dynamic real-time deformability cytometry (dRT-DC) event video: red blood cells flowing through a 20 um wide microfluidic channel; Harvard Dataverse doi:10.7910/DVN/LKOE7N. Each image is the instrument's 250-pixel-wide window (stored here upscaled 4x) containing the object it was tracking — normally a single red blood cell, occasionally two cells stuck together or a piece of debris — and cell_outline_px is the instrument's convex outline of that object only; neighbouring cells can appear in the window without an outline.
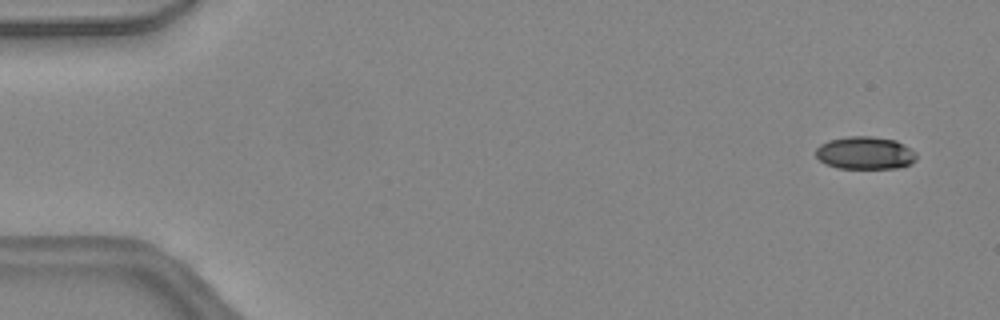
{"species": "common noctule bat (a hibernating species)", "species_latin": "Nyctalus noctula", "temperature_condition": "warm", "stored_images_in_passage": 16, "camera_frame_rate_fps": 3000, "um_per_image_px": 0.085, "animal": {"sex": "female", "body_mass_g": 24.6, "forearm_length_mm": 56.2}, "frame": {"image": 1, "passage_image": 3, "time_ms": 0.667, "image_size_px": [1000, 320], "cell_outline_px": [[916, 160], [908, 164], [896, 168], [836, 168], [824, 164], [816, 156], [816, 148], [820, 144], [828, 140], [848, 136], [872, 136], [896, 140], [904, 144], [916, 152]], "centroid_in_image_um": [73.51, 12.99], "position_along_channel_um": 11.5, "area_um2": 19.31}}
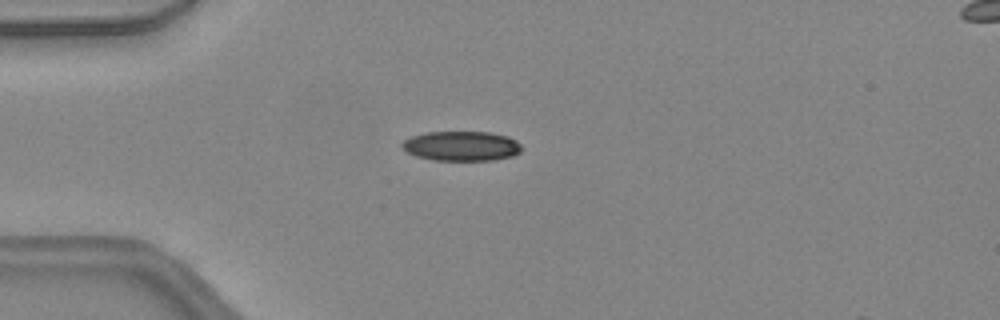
{"frame": {"image": 2, "passage_image": 13, "time_ms": 4.0, "image_size_px": [1000, 320], "cell_outline_px": [[520, 152], [512, 156], [492, 160], [432, 160], [416, 156], [400, 148], [400, 144], [404, 140], [412, 136], [428, 132], [492, 132], [508, 136], [516, 140], [520, 144]], "centroid_in_image_um": [39.2, 12.41], "position_along_channel_um": 45.8, "area_um2": 20.75}}